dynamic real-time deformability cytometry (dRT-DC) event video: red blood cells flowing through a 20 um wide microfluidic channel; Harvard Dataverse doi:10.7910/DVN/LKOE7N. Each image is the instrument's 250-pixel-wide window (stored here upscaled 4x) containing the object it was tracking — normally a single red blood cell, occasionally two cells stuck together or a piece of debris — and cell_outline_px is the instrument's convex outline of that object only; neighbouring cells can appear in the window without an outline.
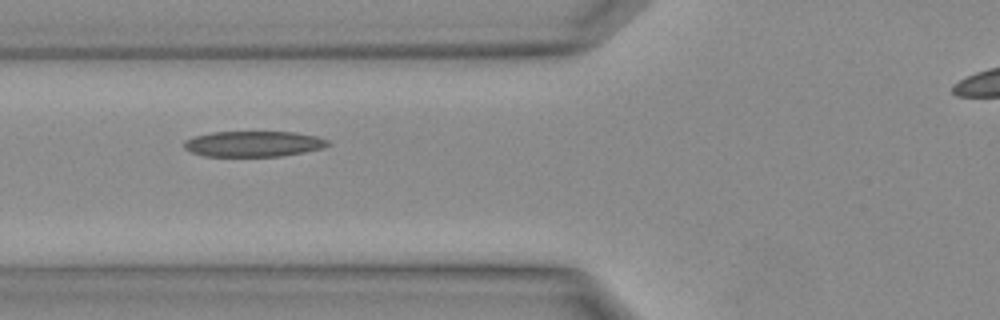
{"species": "Egyptian fruit bat (a non-hibernating species)", "species_latin": "Rousettus aegyptiacus", "temperature_condition": "warm", "stored_images_in_passage": 32, "camera_frame_rate_fps": 3000, "um_per_image_px": 0.085, "animal": {"sex": "female"}, "frame": {"image": 1, "passage_image": 14, "time_ms": 4.333, "image_size_px": [1000, 320], "cell_outline_px": [[332, 144], [324, 148], [304, 152], [280, 156], [204, 156], [192, 152], [184, 148], [184, 140], [192, 136], [212, 132], [296, 132], [316, 136], [328, 140]], "centroid_in_image_um": [21.55, 12.22], "position_along_channel_um": 104.2, "area_um2": 21.62}}
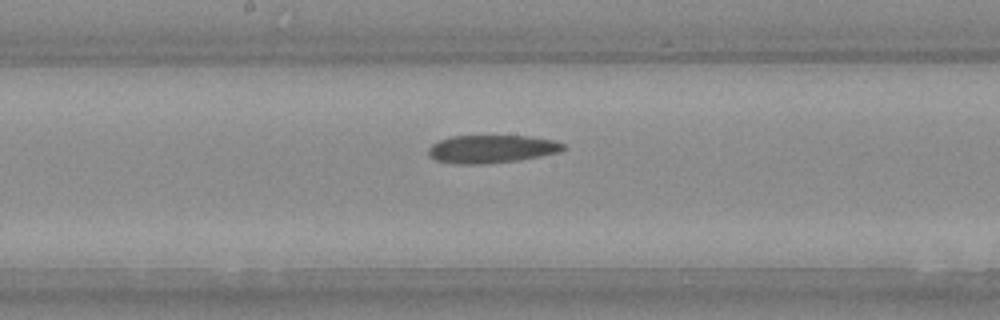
{"frame": {"image": 2, "passage_image": 19, "time_ms": 6.0, "image_size_px": [1000, 320], "cell_outline_px": [[564, 148], [560, 152], [540, 156], [516, 160], [484, 164], [456, 164], [436, 160], [428, 156], [428, 148], [432, 144], [440, 140], [452, 136], [528, 136], [552, 140], [564, 144]], "centroid_in_image_um": [41.74, 12.67], "position_along_channel_um": 206.5, "area_um2": 21.85}}